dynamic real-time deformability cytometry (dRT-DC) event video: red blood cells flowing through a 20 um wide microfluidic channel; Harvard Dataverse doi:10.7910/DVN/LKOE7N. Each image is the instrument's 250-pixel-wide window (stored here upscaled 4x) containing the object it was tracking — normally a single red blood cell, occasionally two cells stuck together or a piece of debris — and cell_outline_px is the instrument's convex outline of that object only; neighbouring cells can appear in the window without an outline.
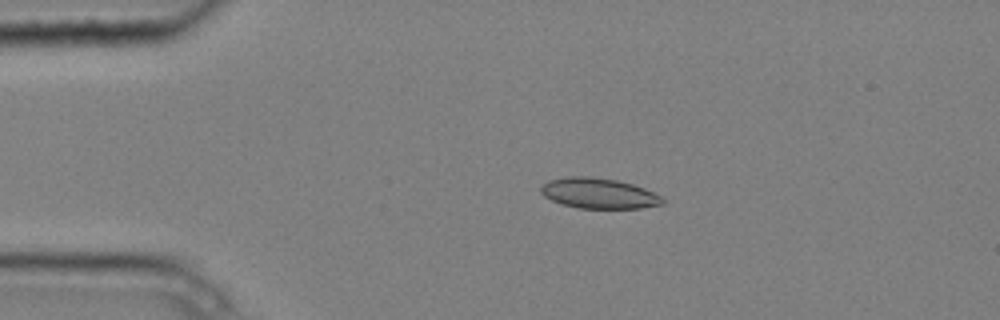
{"species": "common noctule bat (a hibernating species)", "species_latin": "Nyctalus noctula", "temperature_condition": "cold", "stored_images_in_passage": 3, "camera_frame_rate_fps": 3000, "um_per_image_px": 0.085, "animal": {"sex": "male", "body_mass_g": 20.4}, "frame": {"image": 1, "passage_image": 2, "time_ms": 0.333, "image_size_px": [1000, 320], "cell_outline_px": [[664, 204], [640, 208], [580, 208], [560, 204], [544, 196], [540, 192], [540, 188], [548, 180], [568, 176], [592, 176], [616, 180], [632, 184], [644, 188], [660, 196], [664, 200]], "centroid_in_image_um": [50.87, 16.43], "position_along_channel_um": 34.1, "area_um2": 21.56}}